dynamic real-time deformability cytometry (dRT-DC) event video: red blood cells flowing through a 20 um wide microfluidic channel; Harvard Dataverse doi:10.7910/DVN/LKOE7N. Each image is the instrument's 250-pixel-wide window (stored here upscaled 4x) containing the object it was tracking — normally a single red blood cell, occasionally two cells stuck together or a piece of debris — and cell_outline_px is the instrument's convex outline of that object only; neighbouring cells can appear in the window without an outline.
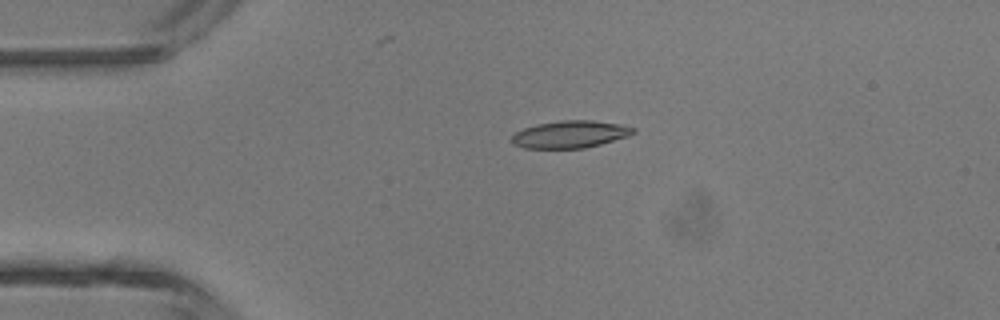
{"species": "common noctule bat (a hibernating species)", "species_latin": "Nyctalus noctula", "temperature_condition": "room temperature", "stored_images_in_passage": 5, "camera_frame_rate_fps": 3000, "um_per_image_px": 0.085, "animal": {"sex": "male", "body_mass_g": 13.3}, "frame": {"image": 1, "passage_image": 3, "time_ms": 0.667, "image_size_px": [1000, 320], "cell_outline_px": [[636, 132], [628, 136], [600, 144], [584, 148], [524, 148], [512, 144], [512, 136], [516, 132], [524, 128], [536, 124], [564, 120], [592, 120], [620, 124], [636, 128]], "centroid_in_image_um": [48.47, 11.41], "position_along_channel_um": 36.5, "area_um2": 19.25}}
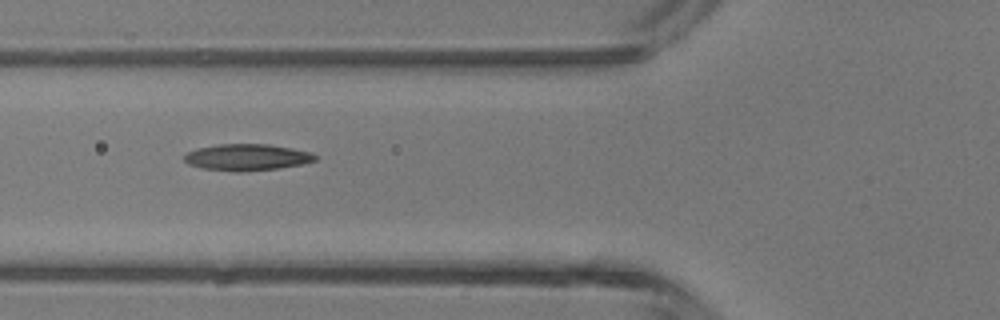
{"frame": {"image": 2, "passage_image": 5, "time_ms": 1.333, "image_size_px": [1000, 320], "cell_outline_px": [[316, 160], [300, 164], [280, 168], [240, 172], [236, 172], [200, 168], [188, 164], [184, 160], [184, 156], [188, 152], [196, 148], [220, 144], [268, 144], [292, 148], [312, 152], [316, 156]], "centroid_in_image_um": [20.97, 13.37], "position_along_channel_um": 104.8, "area_um2": 20.29}}